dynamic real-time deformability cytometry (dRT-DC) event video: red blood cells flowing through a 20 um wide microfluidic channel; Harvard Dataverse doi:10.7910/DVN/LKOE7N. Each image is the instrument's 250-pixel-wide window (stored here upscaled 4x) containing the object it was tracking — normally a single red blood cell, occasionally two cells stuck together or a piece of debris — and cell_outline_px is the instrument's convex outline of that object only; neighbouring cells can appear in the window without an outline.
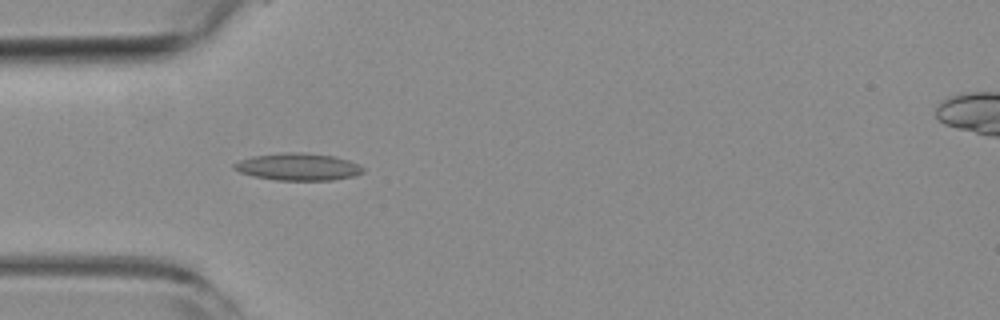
{"species": "common noctule bat (a hibernating species)", "species_latin": "Nyctalus noctula", "temperature_condition": "room temperature", "stored_images_in_passage": 53, "camera_frame_rate_fps": 3000, "um_per_image_px": 0.085, "animal": {"sex": "female", "body_mass_g": 19.3, "forearm_length_mm": 54.1}, "frame": {"image": 1, "passage_image": 16, "time_ms": 5.0, "image_size_px": [1000, 320], "cell_outline_px": [[364, 172], [352, 176], [332, 180], [276, 180], [252, 176], [240, 172], [232, 168], [232, 164], [240, 160], [252, 156], [280, 152], [300, 152], [332, 156], [348, 160], [360, 164], [364, 168]], "centroid_in_image_um": [25.31, 14.17], "position_along_channel_um": 59.7, "area_um2": 20.52}}
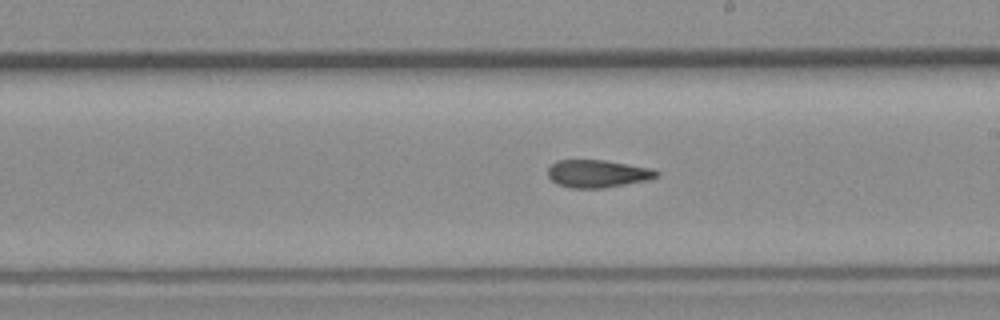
{"frame": {"image": 2, "passage_image": 30, "time_ms": 9.667, "image_size_px": [1000, 320], "cell_outline_px": [[660, 172], [656, 176], [648, 180], [604, 188], [572, 188], [556, 184], [548, 176], [548, 168], [556, 160], [604, 160], [652, 168]], "centroid_in_image_um": [50.78, 14.76], "position_along_channel_um": 238.2, "area_um2": 17.51}}
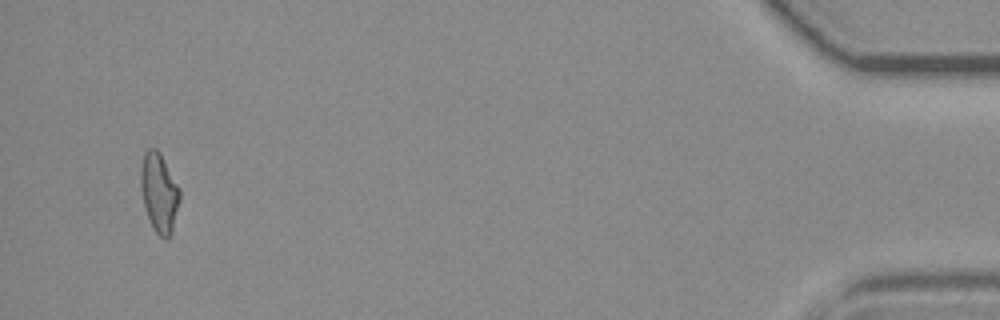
{"frame": {"image": 3, "passage_image": 51, "time_ms": 16.667, "image_size_px": [1000, 320], "cell_outline_px": [[180, 200], [172, 232], [168, 236], [160, 236], [156, 232], [148, 216], [144, 204], [140, 188], [140, 172], [144, 152], [148, 148], [156, 148], [160, 152], [180, 188]], "centroid_in_image_um": [13.53, 16.31], "position_along_channel_um": 421.7, "area_um2": 17.86}, "authors_computed_cell_mechanics": {"area_um2": 17.9758, "velocity_mm_per_s": 3.8619, "shape_relaxation_time_tau1_ms": null, "shape_relaxation_time_tau2_ms": 3.1755, "deformation_change_tau1": null, "deformation_change_tau2": 0.1101}}